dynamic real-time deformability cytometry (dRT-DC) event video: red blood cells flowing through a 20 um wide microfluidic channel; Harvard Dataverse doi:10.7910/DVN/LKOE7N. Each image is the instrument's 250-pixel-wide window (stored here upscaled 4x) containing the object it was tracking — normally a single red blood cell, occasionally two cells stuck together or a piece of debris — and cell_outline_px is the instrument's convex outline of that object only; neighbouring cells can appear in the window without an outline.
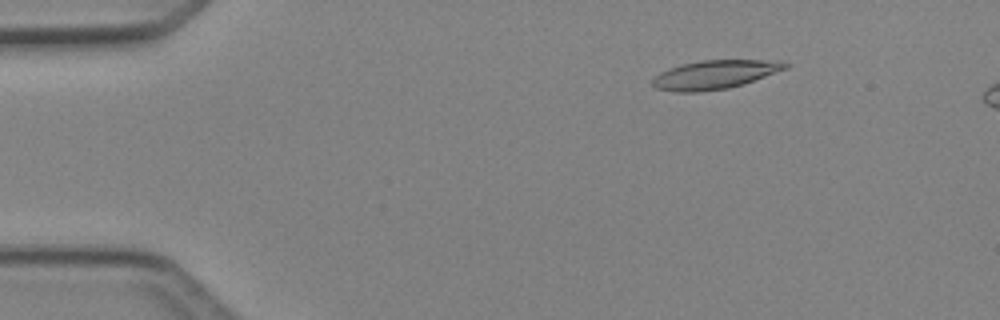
{"species": "Egyptian fruit bat (a non-hibernating species)", "species_latin": "Rousettus aegyptiacus", "temperature_condition": "cold", "stored_images_in_passage": 48, "camera_frame_rate_fps": 3000, "um_per_image_px": 0.085, "animal": {"sex": "female"}, "frame": {"image": 1, "passage_image": 7, "time_ms": 2.0, "image_size_px": [1000, 320], "cell_outline_px": [[792, 64], [788, 68], [744, 84], [728, 88], [696, 92], [676, 92], [656, 88], [652, 84], [652, 80], [660, 72], [668, 68], [680, 64], [700, 60], [780, 60]], "centroid_in_image_um": [60.79, 6.33], "position_along_channel_um": 24.2, "area_um2": 22.43}}
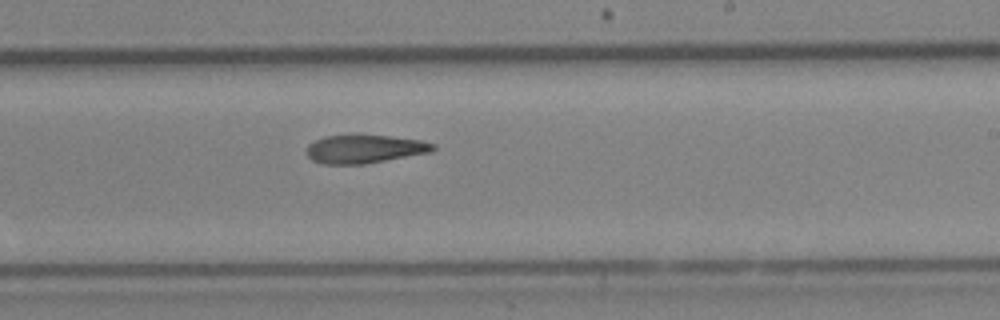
{"frame": {"image": 2, "passage_image": 29, "time_ms": 9.333, "image_size_px": [1000, 320], "cell_outline_px": [[436, 148], [432, 152], [364, 164], [320, 164], [312, 160], [308, 156], [308, 144], [324, 136], [352, 132], [356, 132], [420, 140], [436, 144]], "centroid_in_image_um": [30.98, 12.62], "position_along_channel_um": 258.0, "area_um2": 21.62}}
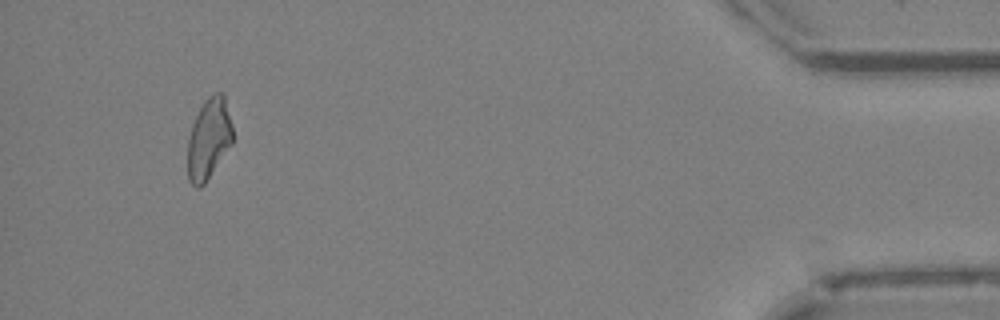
{"frame": {"image": 3, "passage_image": 45, "time_ms": 14.667, "image_size_px": [1000, 320], "cell_outline_px": [[232, 144], [204, 184], [200, 188], [196, 188], [188, 180], [188, 140], [192, 124], [204, 100], [208, 96], [216, 92], [224, 92], [232, 124]], "centroid_in_image_um": [17.75, 11.78], "position_along_channel_um": 417.4, "area_um2": 21.27}}